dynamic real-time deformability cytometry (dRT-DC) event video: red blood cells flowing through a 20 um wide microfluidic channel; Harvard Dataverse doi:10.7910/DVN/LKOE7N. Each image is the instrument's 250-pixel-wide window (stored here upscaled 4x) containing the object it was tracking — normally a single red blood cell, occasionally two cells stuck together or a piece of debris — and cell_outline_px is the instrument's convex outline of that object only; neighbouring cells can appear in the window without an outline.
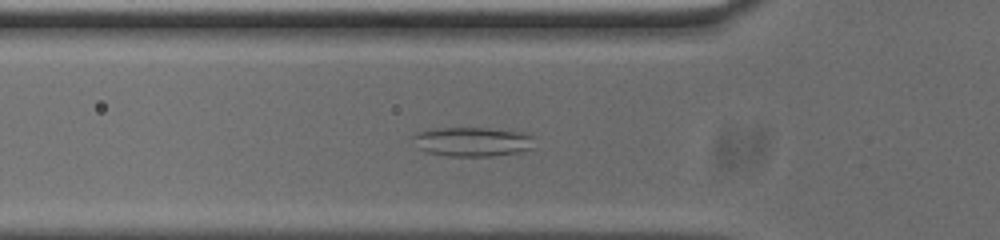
{"species": "common noctule bat (a hibernating species)", "species_latin": "Nyctalus noctula", "temperature_condition": "cold", "stored_images_in_passage": 52, "camera_frame_rate_fps": 3000, "um_per_image_px": 0.085, "animal": {"sex": "male", "body_mass_g": 20.0, "forearm_length_mm": 53.3}, "frame": {"image": 1, "passage_image": 15, "time_ms": 4.667, "image_size_px": [1000, 240], "cell_outline_px": [[536, 136], [532, 148], [520, 152], [492, 156], [448, 156], [424, 152], [416, 148], [408, 136], [416, 132], [436, 128], [488, 128], [520, 132]], "centroid_in_image_um": [40.08, 12.05], "position_along_channel_um": 85.7, "area_um2": 21.27}}
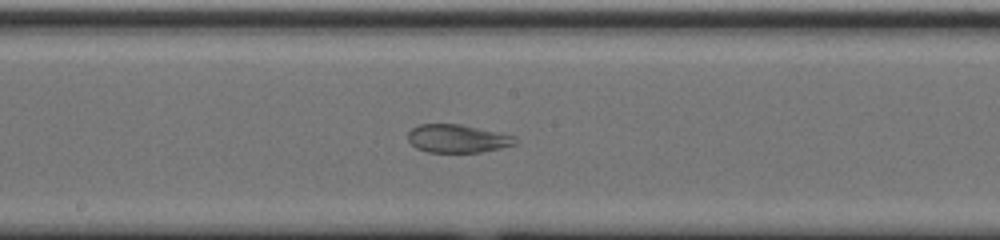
{"frame": {"image": 2, "passage_image": 25, "time_ms": 8.0, "image_size_px": [1000, 240], "cell_outline_px": [[516, 144], [500, 148], [480, 152], [428, 152], [416, 148], [408, 140], [408, 132], [412, 128], [420, 124], [460, 124], [516, 136]], "centroid_in_image_um": [38.87, 11.78], "position_along_channel_um": 209.3, "area_um2": 17.51}}
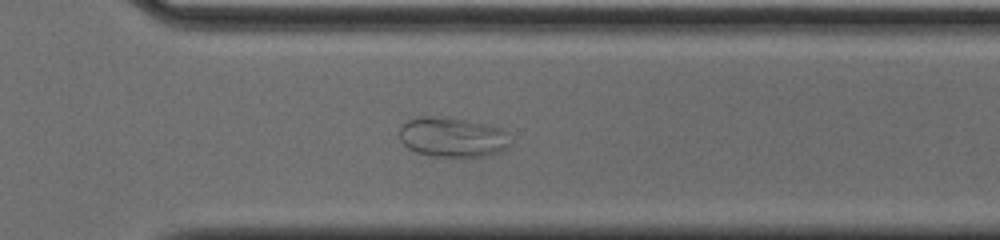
{"frame": {"image": 3, "passage_image": 35, "time_ms": 11.333, "image_size_px": [1000, 240], "cell_outline_px": [[512, 144], [500, 152], [484, 156], [432, 156], [416, 152], [408, 148], [400, 140], [400, 128], [408, 120], [420, 116], [444, 116], [484, 124], [500, 128], [508, 132]], "centroid_in_image_um": [38.48, 11.66], "position_along_channel_um": 332.1, "area_um2": 25.78}}